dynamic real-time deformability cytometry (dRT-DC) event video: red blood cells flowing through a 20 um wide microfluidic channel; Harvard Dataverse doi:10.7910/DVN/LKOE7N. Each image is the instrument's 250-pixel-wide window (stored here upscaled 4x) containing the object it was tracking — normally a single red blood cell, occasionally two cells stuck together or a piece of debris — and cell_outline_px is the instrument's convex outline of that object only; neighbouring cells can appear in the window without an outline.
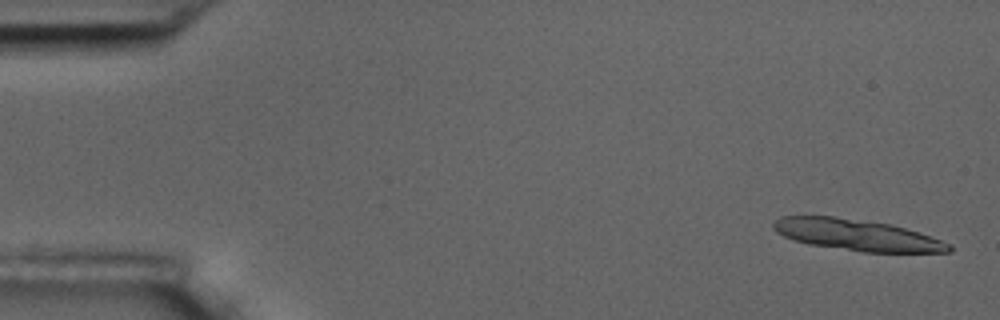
{"species": "common noctule bat (a hibernating species)", "species_latin": "Nyctalus noctula", "temperature_condition": "room temperature", "stored_images_in_passage": 9, "camera_frame_rate_fps": 3000, "um_per_image_px": 0.085, "animal": {"sex": "male", "body_mass_g": 17.5, "forearm_length_mm": 52.3}, "frame": {"image": 1, "passage_image": 1, "time_ms": 0.0, "image_size_px": [1000, 320], "cell_outline_px": [[952, 252], [864, 252], [808, 244], [784, 236], [776, 232], [772, 228], [772, 224], [780, 216], [836, 216], [892, 224], [952, 244]], "centroid_in_image_um": [72.81, 19.97], "position_along_channel_um": 12.2, "area_um2": 31.79}}
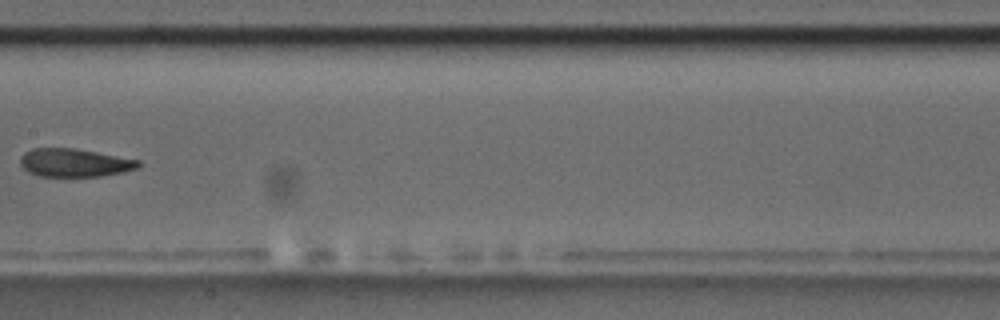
{"frame": {"image": 2, "passage_image": 8, "time_ms": 9.0, "image_size_px": [1000, 320], "cell_outline_px": [[140, 164], [136, 168], [124, 172], [100, 176], [40, 176], [28, 172], [20, 164], [20, 156], [24, 152], [32, 148], [76, 148], [140, 160]], "centroid_in_image_um": [6.31, 13.82], "position_along_channel_um": 201.1, "area_um2": 19.42}}
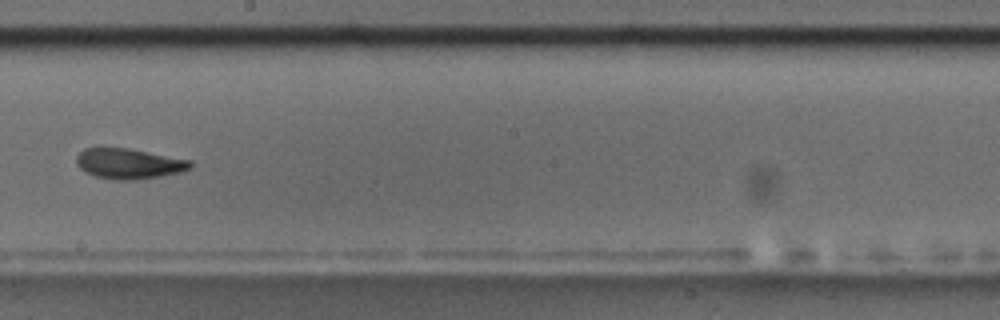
{"frame": {"image": 3, "passage_image": 9, "time_ms": 10.0, "image_size_px": [1000, 320], "cell_outline_px": [[192, 168], [180, 172], [160, 176], [136, 180], [116, 180], [96, 176], [80, 168], [76, 164], [76, 156], [84, 148], [100, 144], [128, 148], [192, 160]], "centroid_in_image_um": [10.91, 13.86], "position_along_channel_um": 237.3, "area_um2": 20.75}}